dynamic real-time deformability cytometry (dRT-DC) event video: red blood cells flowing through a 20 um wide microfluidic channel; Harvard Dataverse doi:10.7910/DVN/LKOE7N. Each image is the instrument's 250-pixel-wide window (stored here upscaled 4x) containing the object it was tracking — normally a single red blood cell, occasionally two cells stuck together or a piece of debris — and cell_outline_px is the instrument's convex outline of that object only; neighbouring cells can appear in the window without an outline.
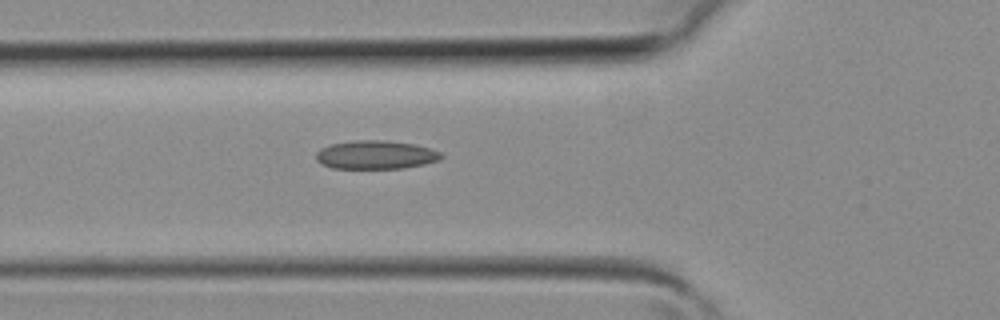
{"species": "common noctule bat (a hibernating species)", "species_latin": "Nyctalus noctula", "temperature_condition": "room temperature", "stored_images_in_passage": 6, "camera_frame_rate_fps": 3000, "um_per_image_px": 0.085, "animal": {"sex": "female", "body_mass_g": 19.3, "forearm_length_mm": 54.1}, "frame": {"image": 1, "passage_image": 5, "time_ms": 1.333, "image_size_px": [1000, 320], "cell_outline_px": [[444, 156], [440, 160], [424, 164], [404, 168], [332, 168], [320, 164], [316, 160], [316, 152], [320, 148], [332, 144], [356, 140], [384, 140], [416, 144], [440, 152]], "centroid_in_image_um": [31.93, 13.16], "position_along_channel_um": 93.9, "area_um2": 20.87}}